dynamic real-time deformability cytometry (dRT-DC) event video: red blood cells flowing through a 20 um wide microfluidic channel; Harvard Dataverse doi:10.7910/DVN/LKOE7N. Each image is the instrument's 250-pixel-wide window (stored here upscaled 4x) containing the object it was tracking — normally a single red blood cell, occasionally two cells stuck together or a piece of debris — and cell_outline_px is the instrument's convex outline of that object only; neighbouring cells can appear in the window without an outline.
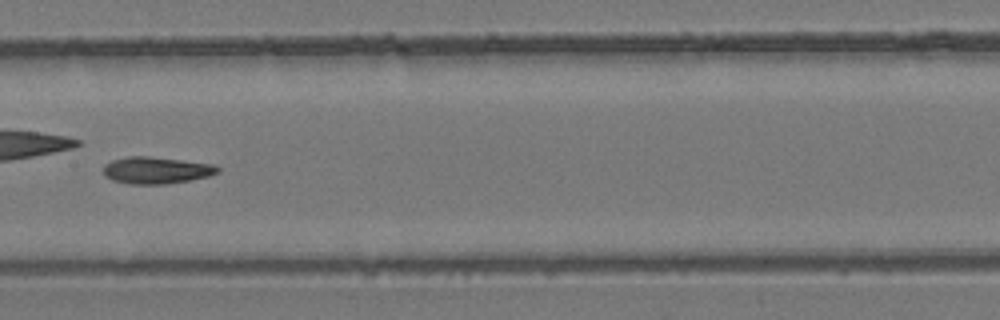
{"species": "common noctule bat (a hibernating species)", "species_latin": "Nyctalus noctula", "temperature_condition": "room temperature", "stored_images_in_passage": 35, "camera_frame_rate_fps": 3000, "um_per_image_px": 0.085, "animal": {"sex": "female", "body_mass_g": 24.6, "forearm_length_mm": 56.2}, "frame": {"image": 1, "passage_image": 11, "time_ms": 3.333, "image_size_px": [1000, 320], "cell_outline_px": [[220, 172], [208, 176], [168, 184], [128, 184], [112, 180], [104, 176], [104, 164], [112, 160], [128, 156], [148, 156], [216, 164], [220, 168]], "centroid_in_image_um": [13.29, 14.47], "position_along_channel_um": 194.1, "area_um2": 18.03}, "authors_computed_cell_mechanics": {"area_um2": 17.5134, "velocity_mm_per_s": 4.1829, "shape_relaxation_time_tau1_ms": 6.9981, "shape_relaxation_time_tau2_ms": 8.9252, "deformation_change_tau1": 0.1886, "deformation_change_tau2": 0.1614}}